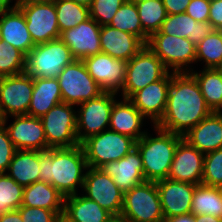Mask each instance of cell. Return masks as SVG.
<instances>
[{"instance_id": "ac0fdd59", "label": "cell", "mask_w": 222, "mask_h": 222, "mask_svg": "<svg viewBox=\"0 0 222 222\" xmlns=\"http://www.w3.org/2000/svg\"><path fill=\"white\" fill-rule=\"evenodd\" d=\"M101 26L92 18L60 33V39L77 60L101 53Z\"/></svg>"}, {"instance_id": "d4e9b609", "label": "cell", "mask_w": 222, "mask_h": 222, "mask_svg": "<svg viewBox=\"0 0 222 222\" xmlns=\"http://www.w3.org/2000/svg\"><path fill=\"white\" fill-rule=\"evenodd\" d=\"M183 139L204 155L222 148V112H212L183 135Z\"/></svg>"}, {"instance_id": "681fc988", "label": "cell", "mask_w": 222, "mask_h": 222, "mask_svg": "<svg viewBox=\"0 0 222 222\" xmlns=\"http://www.w3.org/2000/svg\"><path fill=\"white\" fill-rule=\"evenodd\" d=\"M15 7V0H0V10L10 9Z\"/></svg>"}, {"instance_id": "9f6ffc18", "label": "cell", "mask_w": 222, "mask_h": 222, "mask_svg": "<svg viewBox=\"0 0 222 222\" xmlns=\"http://www.w3.org/2000/svg\"><path fill=\"white\" fill-rule=\"evenodd\" d=\"M218 189L220 191V197H221V201H222V185L218 186Z\"/></svg>"}, {"instance_id": "8d00e7d4", "label": "cell", "mask_w": 222, "mask_h": 222, "mask_svg": "<svg viewBox=\"0 0 222 222\" xmlns=\"http://www.w3.org/2000/svg\"><path fill=\"white\" fill-rule=\"evenodd\" d=\"M23 189L7 173H0V215L17 210L22 205Z\"/></svg>"}, {"instance_id": "6f0895ef", "label": "cell", "mask_w": 222, "mask_h": 222, "mask_svg": "<svg viewBox=\"0 0 222 222\" xmlns=\"http://www.w3.org/2000/svg\"><path fill=\"white\" fill-rule=\"evenodd\" d=\"M158 222H167L165 219L161 220V221H158Z\"/></svg>"}, {"instance_id": "6da1fadb", "label": "cell", "mask_w": 222, "mask_h": 222, "mask_svg": "<svg viewBox=\"0 0 222 222\" xmlns=\"http://www.w3.org/2000/svg\"><path fill=\"white\" fill-rule=\"evenodd\" d=\"M211 113L196 79L189 72H171L165 113L155 126L183 136Z\"/></svg>"}, {"instance_id": "30bf717a", "label": "cell", "mask_w": 222, "mask_h": 222, "mask_svg": "<svg viewBox=\"0 0 222 222\" xmlns=\"http://www.w3.org/2000/svg\"><path fill=\"white\" fill-rule=\"evenodd\" d=\"M57 79L63 103L77 106L104 93L88 73L83 60L75 59L65 66Z\"/></svg>"}, {"instance_id": "7dc6e473", "label": "cell", "mask_w": 222, "mask_h": 222, "mask_svg": "<svg viewBox=\"0 0 222 222\" xmlns=\"http://www.w3.org/2000/svg\"><path fill=\"white\" fill-rule=\"evenodd\" d=\"M165 220L167 222H200L195 219V215L192 213L166 218Z\"/></svg>"}, {"instance_id": "7a4b0ae2", "label": "cell", "mask_w": 222, "mask_h": 222, "mask_svg": "<svg viewBox=\"0 0 222 222\" xmlns=\"http://www.w3.org/2000/svg\"><path fill=\"white\" fill-rule=\"evenodd\" d=\"M40 181L50 183L64 197L82 192L88 168L81 144L39 151Z\"/></svg>"}, {"instance_id": "d6a6232c", "label": "cell", "mask_w": 222, "mask_h": 222, "mask_svg": "<svg viewBox=\"0 0 222 222\" xmlns=\"http://www.w3.org/2000/svg\"><path fill=\"white\" fill-rule=\"evenodd\" d=\"M191 213L222 218V201L218 187L196 185L192 196Z\"/></svg>"}, {"instance_id": "4316f807", "label": "cell", "mask_w": 222, "mask_h": 222, "mask_svg": "<svg viewBox=\"0 0 222 222\" xmlns=\"http://www.w3.org/2000/svg\"><path fill=\"white\" fill-rule=\"evenodd\" d=\"M63 214L73 222H108L113 216L81 192L64 197Z\"/></svg>"}, {"instance_id": "52a82bcc", "label": "cell", "mask_w": 222, "mask_h": 222, "mask_svg": "<svg viewBox=\"0 0 222 222\" xmlns=\"http://www.w3.org/2000/svg\"><path fill=\"white\" fill-rule=\"evenodd\" d=\"M168 72L161 59L145 45L127 61L125 83L118 95L129 99L135 92L162 79Z\"/></svg>"}, {"instance_id": "5b68a950", "label": "cell", "mask_w": 222, "mask_h": 222, "mask_svg": "<svg viewBox=\"0 0 222 222\" xmlns=\"http://www.w3.org/2000/svg\"><path fill=\"white\" fill-rule=\"evenodd\" d=\"M74 60L68 46L60 38L55 39L35 45L26 55L25 73L32 78H57Z\"/></svg>"}, {"instance_id": "f546056e", "label": "cell", "mask_w": 222, "mask_h": 222, "mask_svg": "<svg viewBox=\"0 0 222 222\" xmlns=\"http://www.w3.org/2000/svg\"><path fill=\"white\" fill-rule=\"evenodd\" d=\"M39 151L16 150L7 174L25 187L40 181Z\"/></svg>"}, {"instance_id": "11a10c76", "label": "cell", "mask_w": 222, "mask_h": 222, "mask_svg": "<svg viewBox=\"0 0 222 222\" xmlns=\"http://www.w3.org/2000/svg\"><path fill=\"white\" fill-rule=\"evenodd\" d=\"M130 2H133V3H140V2H144V1H147V0H128Z\"/></svg>"}, {"instance_id": "9c48e42d", "label": "cell", "mask_w": 222, "mask_h": 222, "mask_svg": "<svg viewBox=\"0 0 222 222\" xmlns=\"http://www.w3.org/2000/svg\"><path fill=\"white\" fill-rule=\"evenodd\" d=\"M40 119L47 139V149L79 145L76 106L62 102L52 107Z\"/></svg>"}, {"instance_id": "8fae6325", "label": "cell", "mask_w": 222, "mask_h": 222, "mask_svg": "<svg viewBox=\"0 0 222 222\" xmlns=\"http://www.w3.org/2000/svg\"><path fill=\"white\" fill-rule=\"evenodd\" d=\"M120 96L104 92L97 98L85 101L76 106L77 138L79 144L95 134L109 128L110 114L114 102Z\"/></svg>"}, {"instance_id": "f35d334b", "label": "cell", "mask_w": 222, "mask_h": 222, "mask_svg": "<svg viewBox=\"0 0 222 222\" xmlns=\"http://www.w3.org/2000/svg\"><path fill=\"white\" fill-rule=\"evenodd\" d=\"M201 184L214 187L222 185V148L204 155Z\"/></svg>"}, {"instance_id": "83f0119b", "label": "cell", "mask_w": 222, "mask_h": 222, "mask_svg": "<svg viewBox=\"0 0 222 222\" xmlns=\"http://www.w3.org/2000/svg\"><path fill=\"white\" fill-rule=\"evenodd\" d=\"M62 102L57 78H33V93L27 115L41 118Z\"/></svg>"}, {"instance_id": "e575fe53", "label": "cell", "mask_w": 222, "mask_h": 222, "mask_svg": "<svg viewBox=\"0 0 222 222\" xmlns=\"http://www.w3.org/2000/svg\"><path fill=\"white\" fill-rule=\"evenodd\" d=\"M60 33L90 18L89 7L71 0H54Z\"/></svg>"}, {"instance_id": "7402d4cb", "label": "cell", "mask_w": 222, "mask_h": 222, "mask_svg": "<svg viewBox=\"0 0 222 222\" xmlns=\"http://www.w3.org/2000/svg\"><path fill=\"white\" fill-rule=\"evenodd\" d=\"M100 169L113 179L123 193L146 181L141 155L136 147L123 158L106 163Z\"/></svg>"}, {"instance_id": "60d3db41", "label": "cell", "mask_w": 222, "mask_h": 222, "mask_svg": "<svg viewBox=\"0 0 222 222\" xmlns=\"http://www.w3.org/2000/svg\"><path fill=\"white\" fill-rule=\"evenodd\" d=\"M16 150L9 138L8 131L0 122V173H7Z\"/></svg>"}, {"instance_id": "1f68e13d", "label": "cell", "mask_w": 222, "mask_h": 222, "mask_svg": "<svg viewBox=\"0 0 222 222\" xmlns=\"http://www.w3.org/2000/svg\"><path fill=\"white\" fill-rule=\"evenodd\" d=\"M195 65L197 69H219L222 66V30H213L196 45Z\"/></svg>"}, {"instance_id": "484cf974", "label": "cell", "mask_w": 222, "mask_h": 222, "mask_svg": "<svg viewBox=\"0 0 222 222\" xmlns=\"http://www.w3.org/2000/svg\"><path fill=\"white\" fill-rule=\"evenodd\" d=\"M210 22H197L186 12L167 15L160 31L163 34L188 38L194 45L206 38L212 31Z\"/></svg>"}, {"instance_id": "f6af8a7d", "label": "cell", "mask_w": 222, "mask_h": 222, "mask_svg": "<svg viewBox=\"0 0 222 222\" xmlns=\"http://www.w3.org/2000/svg\"><path fill=\"white\" fill-rule=\"evenodd\" d=\"M191 0H162L167 15L180 14L186 12Z\"/></svg>"}, {"instance_id": "e0dca14e", "label": "cell", "mask_w": 222, "mask_h": 222, "mask_svg": "<svg viewBox=\"0 0 222 222\" xmlns=\"http://www.w3.org/2000/svg\"><path fill=\"white\" fill-rule=\"evenodd\" d=\"M170 81L169 71L162 79L148 84L129 98L152 126L156 125L165 113Z\"/></svg>"}, {"instance_id": "836d02e7", "label": "cell", "mask_w": 222, "mask_h": 222, "mask_svg": "<svg viewBox=\"0 0 222 222\" xmlns=\"http://www.w3.org/2000/svg\"><path fill=\"white\" fill-rule=\"evenodd\" d=\"M109 25L139 37L145 44L148 42L149 36L143 31L136 3L126 0Z\"/></svg>"}, {"instance_id": "5bb4252c", "label": "cell", "mask_w": 222, "mask_h": 222, "mask_svg": "<svg viewBox=\"0 0 222 222\" xmlns=\"http://www.w3.org/2000/svg\"><path fill=\"white\" fill-rule=\"evenodd\" d=\"M25 16L27 29L35 45L60 38L54 0L18 7Z\"/></svg>"}, {"instance_id": "f907efd6", "label": "cell", "mask_w": 222, "mask_h": 222, "mask_svg": "<svg viewBox=\"0 0 222 222\" xmlns=\"http://www.w3.org/2000/svg\"><path fill=\"white\" fill-rule=\"evenodd\" d=\"M51 0H15V7L23 6L29 3H37V2H47Z\"/></svg>"}, {"instance_id": "cb8c5ba5", "label": "cell", "mask_w": 222, "mask_h": 222, "mask_svg": "<svg viewBox=\"0 0 222 222\" xmlns=\"http://www.w3.org/2000/svg\"><path fill=\"white\" fill-rule=\"evenodd\" d=\"M100 45L102 53L127 62L146 44L131 33L103 25L100 30Z\"/></svg>"}, {"instance_id": "9a60e30c", "label": "cell", "mask_w": 222, "mask_h": 222, "mask_svg": "<svg viewBox=\"0 0 222 222\" xmlns=\"http://www.w3.org/2000/svg\"><path fill=\"white\" fill-rule=\"evenodd\" d=\"M0 122L17 150H47V139L40 118L14 115L0 119Z\"/></svg>"}, {"instance_id": "c3c4849f", "label": "cell", "mask_w": 222, "mask_h": 222, "mask_svg": "<svg viewBox=\"0 0 222 222\" xmlns=\"http://www.w3.org/2000/svg\"><path fill=\"white\" fill-rule=\"evenodd\" d=\"M195 219L200 222H222V218L213 215H195Z\"/></svg>"}, {"instance_id": "f1b7e54d", "label": "cell", "mask_w": 222, "mask_h": 222, "mask_svg": "<svg viewBox=\"0 0 222 222\" xmlns=\"http://www.w3.org/2000/svg\"><path fill=\"white\" fill-rule=\"evenodd\" d=\"M21 206L45 208L63 213L64 196L50 183L37 181L23 189Z\"/></svg>"}, {"instance_id": "ee69618b", "label": "cell", "mask_w": 222, "mask_h": 222, "mask_svg": "<svg viewBox=\"0 0 222 222\" xmlns=\"http://www.w3.org/2000/svg\"><path fill=\"white\" fill-rule=\"evenodd\" d=\"M208 21L214 30H222V0H210Z\"/></svg>"}, {"instance_id": "b9f144b4", "label": "cell", "mask_w": 222, "mask_h": 222, "mask_svg": "<svg viewBox=\"0 0 222 222\" xmlns=\"http://www.w3.org/2000/svg\"><path fill=\"white\" fill-rule=\"evenodd\" d=\"M17 210L23 222H54L58 216L56 212L45 208L20 206Z\"/></svg>"}, {"instance_id": "816d5d0a", "label": "cell", "mask_w": 222, "mask_h": 222, "mask_svg": "<svg viewBox=\"0 0 222 222\" xmlns=\"http://www.w3.org/2000/svg\"><path fill=\"white\" fill-rule=\"evenodd\" d=\"M108 222H130V221L122 216H112Z\"/></svg>"}, {"instance_id": "4dcf8cb0", "label": "cell", "mask_w": 222, "mask_h": 222, "mask_svg": "<svg viewBox=\"0 0 222 222\" xmlns=\"http://www.w3.org/2000/svg\"><path fill=\"white\" fill-rule=\"evenodd\" d=\"M189 73L196 79L211 111L222 112V71L218 68H195Z\"/></svg>"}, {"instance_id": "d590c367", "label": "cell", "mask_w": 222, "mask_h": 222, "mask_svg": "<svg viewBox=\"0 0 222 222\" xmlns=\"http://www.w3.org/2000/svg\"><path fill=\"white\" fill-rule=\"evenodd\" d=\"M143 31L150 37L160 31L167 12L162 0H147L136 4Z\"/></svg>"}, {"instance_id": "4fadbf2b", "label": "cell", "mask_w": 222, "mask_h": 222, "mask_svg": "<svg viewBox=\"0 0 222 222\" xmlns=\"http://www.w3.org/2000/svg\"><path fill=\"white\" fill-rule=\"evenodd\" d=\"M33 93V78L27 73L0 77V119L27 115Z\"/></svg>"}, {"instance_id": "44dd1931", "label": "cell", "mask_w": 222, "mask_h": 222, "mask_svg": "<svg viewBox=\"0 0 222 222\" xmlns=\"http://www.w3.org/2000/svg\"><path fill=\"white\" fill-rule=\"evenodd\" d=\"M146 124L151 123L129 99L119 97L114 102L108 129L131 137L137 142L152 126L148 127Z\"/></svg>"}, {"instance_id": "277c9868", "label": "cell", "mask_w": 222, "mask_h": 222, "mask_svg": "<svg viewBox=\"0 0 222 222\" xmlns=\"http://www.w3.org/2000/svg\"><path fill=\"white\" fill-rule=\"evenodd\" d=\"M146 45L170 72L183 73L195 69L196 45L188 38L158 31L149 37Z\"/></svg>"}, {"instance_id": "bcb514c9", "label": "cell", "mask_w": 222, "mask_h": 222, "mask_svg": "<svg viewBox=\"0 0 222 222\" xmlns=\"http://www.w3.org/2000/svg\"><path fill=\"white\" fill-rule=\"evenodd\" d=\"M0 222H23V220L18 210H12L1 214Z\"/></svg>"}, {"instance_id": "ba28073f", "label": "cell", "mask_w": 222, "mask_h": 222, "mask_svg": "<svg viewBox=\"0 0 222 222\" xmlns=\"http://www.w3.org/2000/svg\"><path fill=\"white\" fill-rule=\"evenodd\" d=\"M120 216L130 222H158L165 219L156 182L145 181L125 192Z\"/></svg>"}, {"instance_id": "f5cc1de1", "label": "cell", "mask_w": 222, "mask_h": 222, "mask_svg": "<svg viewBox=\"0 0 222 222\" xmlns=\"http://www.w3.org/2000/svg\"><path fill=\"white\" fill-rule=\"evenodd\" d=\"M54 222H73L63 213L59 214Z\"/></svg>"}, {"instance_id": "74e56055", "label": "cell", "mask_w": 222, "mask_h": 222, "mask_svg": "<svg viewBox=\"0 0 222 222\" xmlns=\"http://www.w3.org/2000/svg\"><path fill=\"white\" fill-rule=\"evenodd\" d=\"M26 56L12 45L0 40V77L25 72Z\"/></svg>"}, {"instance_id": "7c38bea8", "label": "cell", "mask_w": 222, "mask_h": 222, "mask_svg": "<svg viewBox=\"0 0 222 222\" xmlns=\"http://www.w3.org/2000/svg\"><path fill=\"white\" fill-rule=\"evenodd\" d=\"M81 193L113 216H120L124 193L100 168H87Z\"/></svg>"}, {"instance_id": "8992f818", "label": "cell", "mask_w": 222, "mask_h": 222, "mask_svg": "<svg viewBox=\"0 0 222 222\" xmlns=\"http://www.w3.org/2000/svg\"><path fill=\"white\" fill-rule=\"evenodd\" d=\"M88 167L100 168L118 161L135 148L136 141L110 129L88 137L81 143Z\"/></svg>"}, {"instance_id": "ab89813d", "label": "cell", "mask_w": 222, "mask_h": 222, "mask_svg": "<svg viewBox=\"0 0 222 222\" xmlns=\"http://www.w3.org/2000/svg\"><path fill=\"white\" fill-rule=\"evenodd\" d=\"M126 0H93L89 7L90 18L100 26L109 25Z\"/></svg>"}, {"instance_id": "2e32d148", "label": "cell", "mask_w": 222, "mask_h": 222, "mask_svg": "<svg viewBox=\"0 0 222 222\" xmlns=\"http://www.w3.org/2000/svg\"><path fill=\"white\" fill-rule=\"evenodd\" d=\"M83 62L104 92L119 94L122 91L126 79V61L101 52L84 58Z\"/></svg>"}, {"instance_id": "3957f363", "label": "cell", "mask_w": 222, "mask_h": 222, "mask_svg": "<svg viewBox=\"0 0 222 222\" xmlns=\"http://www.w3.org/2000/svg\"><path fill=\"white\" fill-rule=\"evenodd\" d=\"M153 131H152V130ZM137 142L146 181L167 179L179 141L183 136L151 126Z\"/></svg>"}, {"instance_id": "603a6c76", "label": "cell", "mask_w": 222, "mask_h": 222, "mask_svg": "<svg viewBox=\"0 0 222 222\" xmlns=\"http://www.w3.org/2000/svg\"><path fill=\"white\" fill-rule=\"evenodd\" d=\"M1 40L20 50L25 56L35 47L19 8L0 10Z\"/></svg>"}, {"instance_id": "d6986e66", "label": "cell", "mask_w": 222, "mask_h": 222, "mask_svg": "<svg viewBox=\"0 0 222 222\" xmlns=\"http://www.w3.org/2000/svg\"><path fill=\"white\" fill-rule=\"evenodd\" d=\"M204 154L185 139L177 145L167 178L199 185L202 183Z\"/></svg>"}, {"instance_id": "ffe728a7", "label": "cell", "mask_w": 222, "mask_h": 222, "mask_svg": "<svg viewBox=\"0 0 222 222\" xmlns=\"http://www.w3.org/2000/svg\"><path fill=\"white\" fill-rule=\"evenodd\" d=\"M164 218L191 213L192 196L196 184L171 180L156 182Z\"/></svg>"}, {"instance_id": "db71d44e", "label": "cell", "mask_w": 222, "mask_h": 222, "mask_svg": "<svg viewBox=\"0 0 222 222\" xmlns=\"http://www.w3.org/2000/svg\"><path fill=\"white\" fill-rule=\"evenodd\" d=\"M71 1H74L75 3L84 5L86 7H90L93 0H71Z\"/></svg>"}, {"instance_id": "7bdbcfd3", "label": "cell", "mask_w": 222, "mask_h": 222, "mask_svg": "<svg viewBox=\"0 0 222 222\" xmlns=\"http://www.w3.org/2000/svg\"><path fill=\"white\" fill-rule=\"evenodd\" d=\"M210 0H191L186 13L197 22H207L209 18Z\"/></svg>"}]
</instances>
